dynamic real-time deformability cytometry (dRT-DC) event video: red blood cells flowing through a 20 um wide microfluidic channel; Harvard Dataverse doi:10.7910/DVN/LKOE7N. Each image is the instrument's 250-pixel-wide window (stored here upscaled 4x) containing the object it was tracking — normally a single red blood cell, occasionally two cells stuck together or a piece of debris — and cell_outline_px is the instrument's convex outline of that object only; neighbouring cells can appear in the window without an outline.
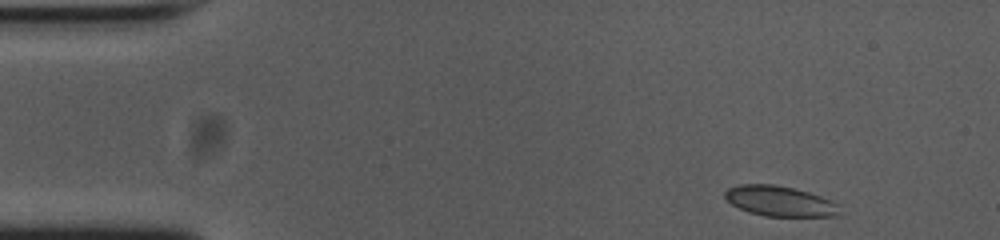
{"species": "common noctule bat (a hibernating species)", "species_latin": "Nyctalus noctula", "temperature_condition": "cold", "stored_images_in_passage": 11, "camera_frame_rate_fps": 3000, "um_per_image_px": 0.085, "animal": {"sex": "female", "body_mass_g": 23.0, "forearm_length_mm": 53.4}, "frame": {"image": 1, "passage_image": 1, "time_ms": 0.0, "image_size_px": [1000, 240], "cell_outline_px": [[840, 216], [764, 216], [748, 212], [732, 204], [724, 196], [724, 192], [728, 188], [740, 184], [776, 184], [808, 192], [832, 200], [840, 204]], "centroid_in_image_um": [66.32, 17.1], "position_along_channel_um": 18.7, "area_um2": 20.35}}